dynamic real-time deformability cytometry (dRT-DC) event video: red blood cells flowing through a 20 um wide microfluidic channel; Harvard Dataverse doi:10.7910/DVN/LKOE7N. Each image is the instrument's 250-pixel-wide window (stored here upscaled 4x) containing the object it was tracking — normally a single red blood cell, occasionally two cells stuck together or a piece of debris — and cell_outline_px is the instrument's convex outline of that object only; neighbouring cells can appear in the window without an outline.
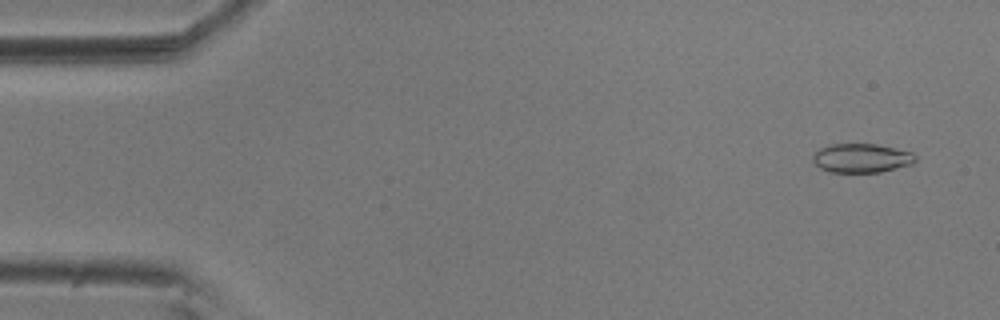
{"species": "common noctule bat (a hibernating species)", "species_latin": "Nyctalus noctula", "temperature_condition": "room temperature", "stored_images_in_passage": 54, "camera_frame_rate_fps": 3000, "um_per_image_px": 0.085, "animal": {"sex": "male", "body_mass_g": 20.5, "forearm_length_mm": 52.5}, "frame": {"image": 1, "passage_image": 2, "time_ms": 0.333, "image_size_px": [1000, 320], "cell_outline_px": [[916, 160], [912, 164], [880, 172], [828, 172], [820, 168], [812, 160], [812, 156], [820, 148], [832, 144], [876, 144], [912, 152], [916, 156]], "centroid_in_image_um": [73.22, 13.44], "position_along_channel_um": 11.8, "area_um2": 17.28}}
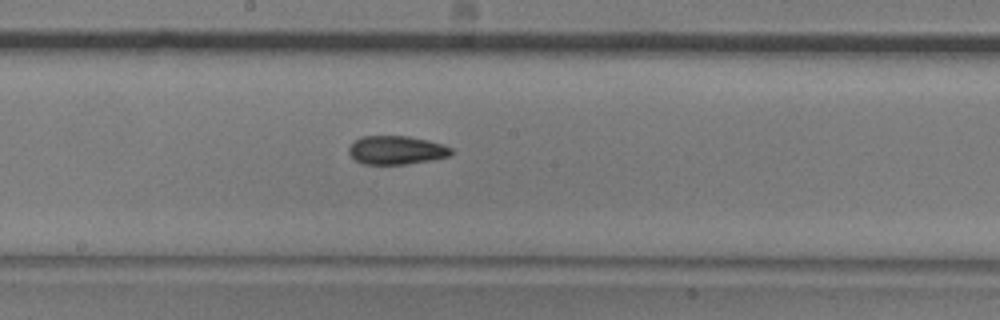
{"frame": {"image": 2, "passage_image": 28, "time_ms": 9.0, "image_size_px": [1000, 320], "cell_outline_px": [[452, 152], [448, 156], [432, 160], [404, 164], [364, 164], [356, 160], [348, 152], [348, 148], [360, 136], [408, 136], [428, 140], [444, 144], [452, 148]], "centroid_in_image_um": [33.7, 12.75], "position_along_channel_um": 214.5, "area_um2": 16.99}}
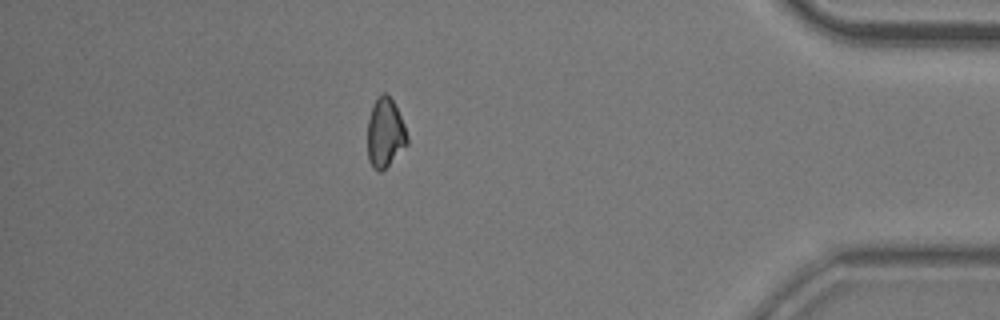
{"frame": {"image": 3, "passage_image": 47, "time_ms": 15.333, "image_size_px": [1000, 320], "cell_outline_px": [[408, 144], [380, 172], [372, 168], [368, 160], [368, 120], [372, 104], [384, 92], [392, 100], [404, 124], [408, 136]], "centroid_in_image_um": [32.73, 11.32], "position_along_channel_um": 402.5, "area_um2": 15.78}, "authors_computed_cell_mechanics": {"area_um2": 17.1088, "velocity_mm_per_s": 3.6445, "shape_relaxation_time_tau1_ms": 10.2212, "shape_relaxation_time_tau2_ms": 2.3204, "deformation_change_tau1": 0.1667, "deformation_change_tau2": 0.0608}}